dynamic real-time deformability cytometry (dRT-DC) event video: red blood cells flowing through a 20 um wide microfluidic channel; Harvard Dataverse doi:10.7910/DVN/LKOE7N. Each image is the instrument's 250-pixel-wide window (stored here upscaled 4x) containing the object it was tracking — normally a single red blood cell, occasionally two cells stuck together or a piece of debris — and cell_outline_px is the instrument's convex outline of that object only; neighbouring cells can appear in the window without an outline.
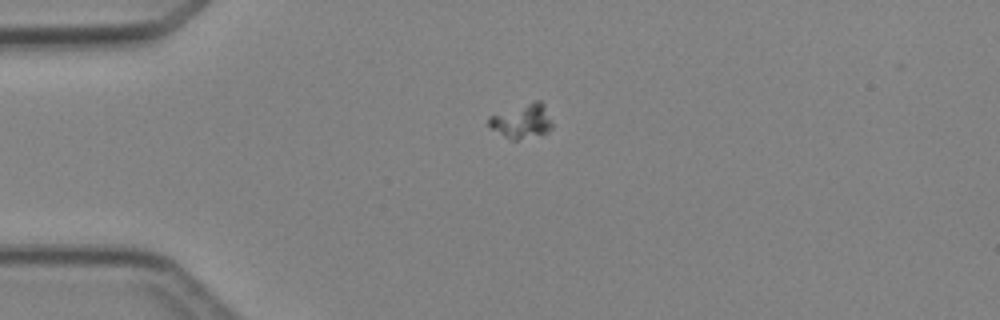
{"species": "Egyptian fruit bat (a non-hibernating species)", "species_latin": "Rousettus aegyptiacus", "temperature_condition": "cold", "stored_images_in_passage": 3, "camera_frame_rate_fps": 3000, "um_per_image_px": 0.085, "animal": {"sex": "female"}, "frame": {"image": 1, "passage_image": 1, "time_ms": 0.0, "image_size_px": [1000, 320], "cell_outline_px": [[552, 128], [548, 132], [516, 140], [512, 140], [488, 128], [488, 116], [536, 100], [540, 100], [544, 104], [552, 124]], "centroid_in_image_um": [44.33, 10.3], "position_along_channel_um": 40.7, "area_um2": 12.6}}
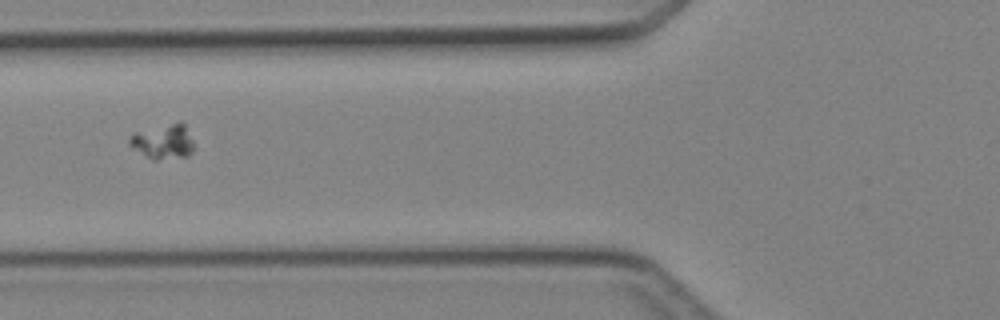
{"frame": {"image": 2, "passage_image": 3, "time_ms": 2.333, "image_size_px": [1000, 320], "cell_outline_px": [[196, 148], [188, 156], [156, 160], [152, 160], [128, 144], [128, 140], [132, 132], [180, 120], [184, 124]], "centroid_in_image_um": [13.88, 12.02], "position_along_channel_um": 111.9, "area_um2": 13.35}}